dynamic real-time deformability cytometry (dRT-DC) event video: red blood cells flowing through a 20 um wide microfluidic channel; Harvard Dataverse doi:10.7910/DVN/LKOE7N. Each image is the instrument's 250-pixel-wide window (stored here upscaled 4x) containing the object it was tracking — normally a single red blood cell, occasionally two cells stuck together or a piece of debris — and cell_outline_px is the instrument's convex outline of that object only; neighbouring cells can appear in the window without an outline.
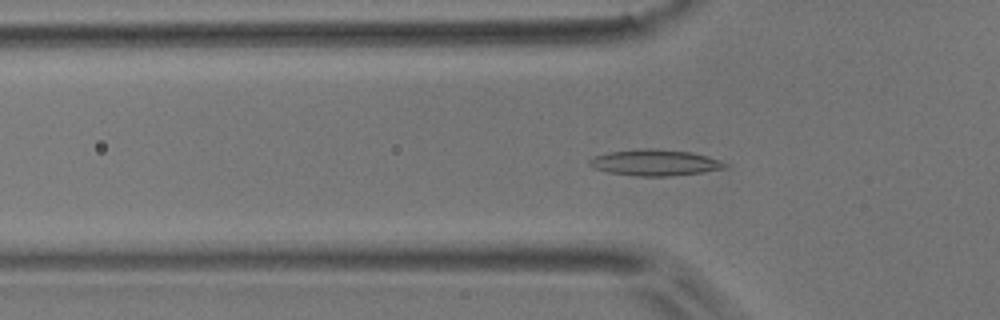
{"species": "common noctule bat (a hibernating species)", "species_latin": "Nyctalus noctula", "temperature_condition": "room temperature", "stored_images_in_passage": 44, "camera_frame_rate_fps": 3000, "um_per_image_px": 0.085, "animal": {"sex": "male", "body_mass_g": 17.9}, "frame": {"image": 1, "passage_image": 15, "time_ms": 4.667, "image_size_px": [1000, 320], "cell_outline_px": [[728, 168], [700, 172], [668, 176], [636, 176], [608, 172], [592, 168], [588, 164], [588, 160], [592, 156], [608, 152], [644, 148], [648, 148], [688, 152], [708, 156], [720, 160], [728, 164]], "centroid_in_image_um": [55.62, 13.82], "position_along_channel_um": 70.2, "area_um2": 20.63}}
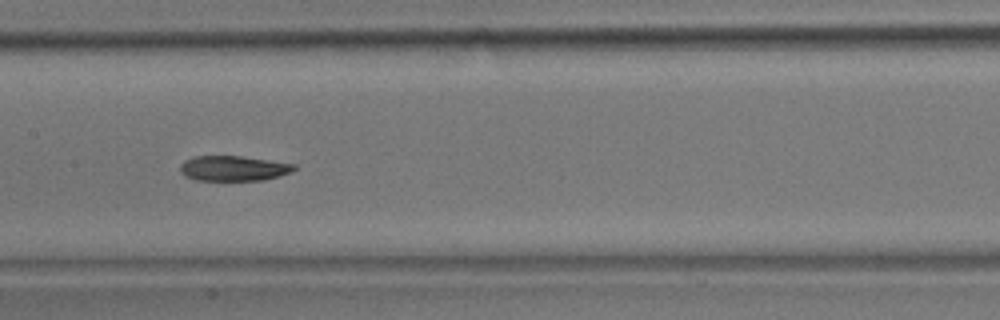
{"frame": {"image": 2, "passage_image": 24, "time_ms": 7.667, "image_size_px": [1000, 320], "cell_outline_px": [[296, 168], [280, 176], [264, 180], [196, 180], [184, 176], [180, 172], [180, 164], [184, 160], [196, 156], [240, 156], [296, 164]], "centroid_in_image_um": [19.81, 14.31], "position_along_channel_um": 187.6, "area_um2": 16.65}}
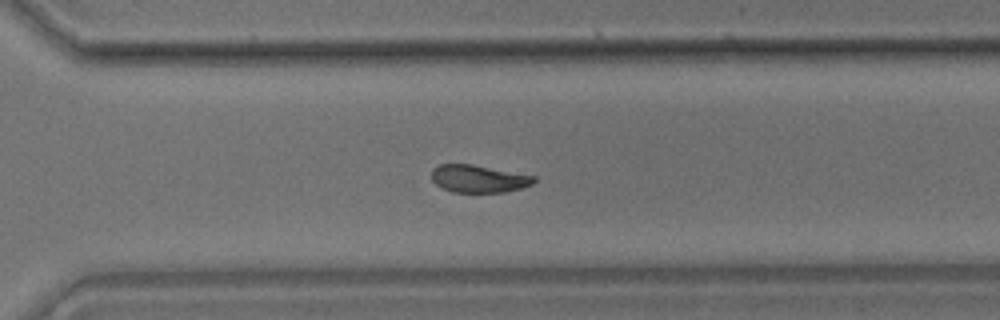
{"frame": {"image": 3, "passage_image": 35, "time_ms": 11.333, "image_size_px": [1000, 320], "cell_outline_px": [[536, 180], [532, 184], [520, 188], [504, 192], [452, 192], [436, 184], [432, 180], [432, 168], [440, 164], [472, 164], [536, 176]], "centroid_in_image_um": [40.68, 15.18], "position_along_channel_um": 329.9, "area_um2": 16.36}, "authors_computed_cell_mechanics": {"area_um2": 17.8602, "velocity_mm_per_s": 3.8906, "shape_relaxation_time_tau1_ms": 3.7626, "shape_relaxation_time_tau2_ms": null, "deformation_change_tau1": 0.1326, "deformation_change_tau2": null}}